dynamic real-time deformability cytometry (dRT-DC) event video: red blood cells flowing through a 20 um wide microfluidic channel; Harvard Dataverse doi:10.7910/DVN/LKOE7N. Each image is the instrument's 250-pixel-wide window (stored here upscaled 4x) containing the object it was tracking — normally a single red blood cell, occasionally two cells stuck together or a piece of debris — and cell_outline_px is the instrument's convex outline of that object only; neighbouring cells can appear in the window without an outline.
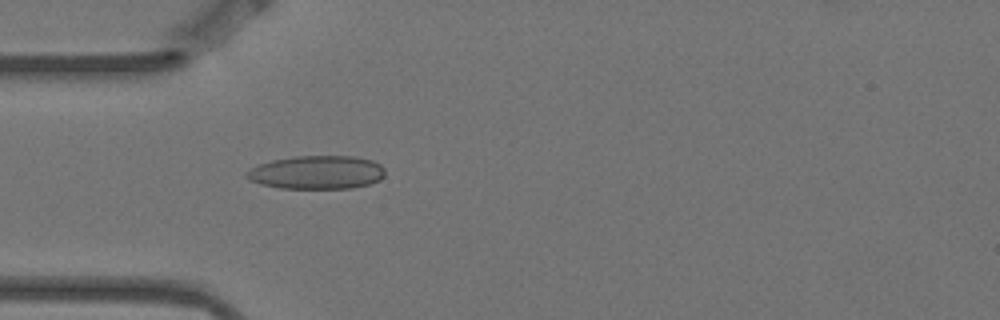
{"species": "Egyptian fruit bat (a non-hibernating species)", "species_latin": "Rousettus aegyptiacus", "temperature_condition": "warm", "stored_images_in_passage": 1, "camera_frame_rate_fps": 3000, "um_per_image_px": 0.085, "animal": {"sex": "female"}, "frame": {"image": 1, "passage_image": 1, "time_ms": 0.0, "image_size_px": [1000, 320], "cell_outline_px": [[384, 176], [380, 180], [368, 184], [352, 188], [280, 188], [260, 184], [248, 180], [244, 176], [244, 172], [260, 164], [272, 160], [296, 156], [356, 156], [372, 160], [380, 164], [384, 168]], "centroid_in_image_um": [26.92, 14.65], "position_along_channel_um": 58.1, "area_um2": 27.11}}